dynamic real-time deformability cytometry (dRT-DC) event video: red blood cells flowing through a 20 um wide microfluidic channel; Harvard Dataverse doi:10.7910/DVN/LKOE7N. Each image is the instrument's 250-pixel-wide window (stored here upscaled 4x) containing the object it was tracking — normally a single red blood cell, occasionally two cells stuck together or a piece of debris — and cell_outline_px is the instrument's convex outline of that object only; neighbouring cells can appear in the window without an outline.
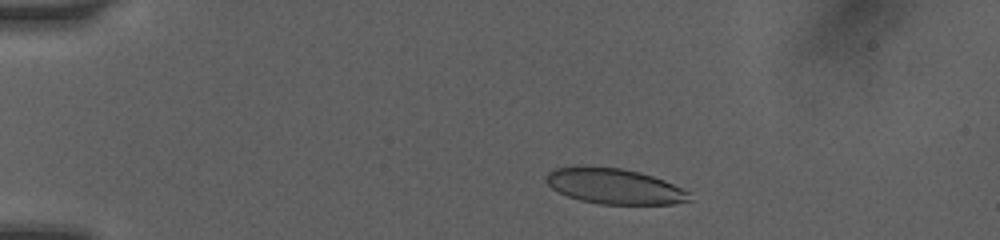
{"species": "human", "species_latin": "Homo sapiens", "temperature_condition": "room temperature", "stored_images_in_passage": 5, "camera_frame_rate_fps": 3000, "um_per_image_px": 0.085, "donor": {"sex": "female"}, "frame": {"image": 1, "passage_image": 3, "time_ms": 1.667, "image_size_px": [1000, 240], "cell_outline_px": [[692, 200], [672, 204], [600, 204], [580, 200], [568, 196], [552, 188], [548, 184], [548, 172], [556, 168], [620, 168], [640, 172], [664, 180], [688, 192]], "centroid_in_image_um": [52.28, 15.86], "position_along_channel_um": 32.7, "area_um2": 28.73}}